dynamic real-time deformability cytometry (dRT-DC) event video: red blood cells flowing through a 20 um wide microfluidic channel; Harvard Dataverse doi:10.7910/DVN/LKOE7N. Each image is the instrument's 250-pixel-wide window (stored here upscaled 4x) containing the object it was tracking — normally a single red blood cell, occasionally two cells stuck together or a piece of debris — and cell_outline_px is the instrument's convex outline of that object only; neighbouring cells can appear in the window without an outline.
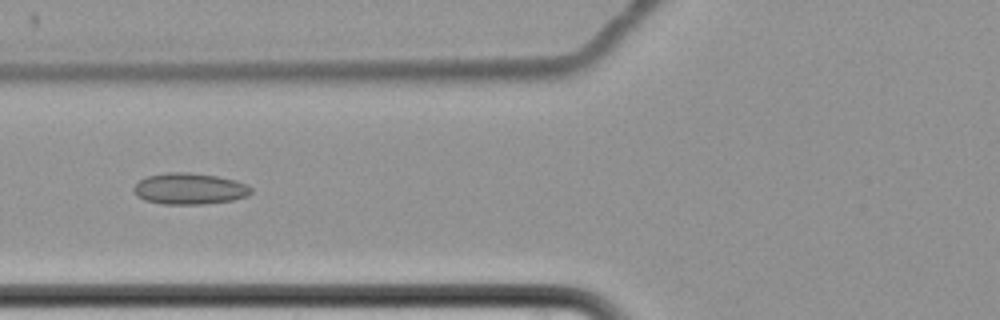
{"species": "common noctule bat (a hibernating species)", "species_latin": "Nyctalus noctula", "temperature_condition": "cold", "stored_images_in_passage": 8, "camera_frame_rate_fps": 3000, "um_per_image_px": 0.085, "animal": {"sex": "female", "body_mass_g": 22.7, "forearm_length_mm": 54.2}, "frame": {"image": 1, "passage_image": 8, "time_ms": 9.333, "image_size_px": [1000, 320], "cell_outline_px": [[252, 192], [248, 196], [232, 200], [200, 204], [164, 204], [144, 200], [136, 196], [132, 188], [140, 180], [148, 176], [168, 172], [188, 172], [216, 176], [236, 180], [248, 184], [252, 188]], "centroid_in_image_um": [16.12, 16.04], "position_along_channel_um": 109.7, "area_um2": 21.44}}